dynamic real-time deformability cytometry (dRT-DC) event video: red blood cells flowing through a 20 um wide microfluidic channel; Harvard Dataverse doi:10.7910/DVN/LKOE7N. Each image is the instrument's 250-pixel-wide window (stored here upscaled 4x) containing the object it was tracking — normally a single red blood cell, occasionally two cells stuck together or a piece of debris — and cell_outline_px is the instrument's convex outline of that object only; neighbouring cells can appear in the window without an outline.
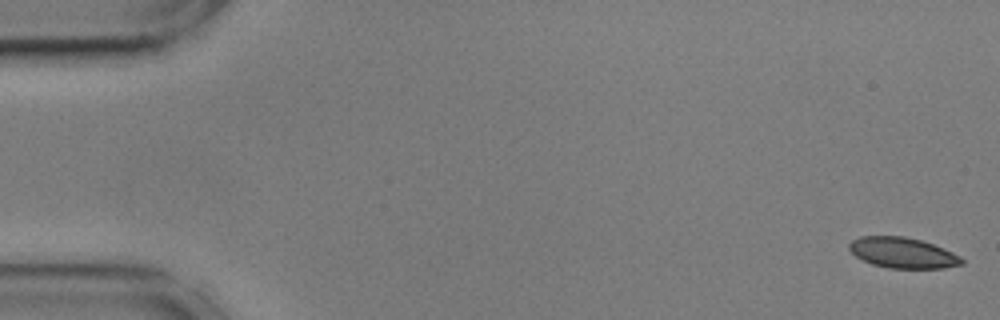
{"species": "common noctule bat (a hibernating species)", "species_latin": "Nyctalus noctula", "temperature_condition": "cold", "stored_images_in_passage": 55, "camera_frame_rate_fps": 3000, "um_per_image_px": 0.085, "animal": {"sex": "male", "body_mass_g": 17.9, "forearm_length_mm": 54.2}, "frame": {"image": 1, "passage_image": 1, "time_ms": 0.0, "image_size_px": [1000, 320], "cell_outline_px": [[964, 264], [944, 268], [888, 268], [872, 264], [856, 256], [848, 248], [848, 244], [852, 240], [860, 236], [904, 236], [920, 240], [944, 248], [960, 256], [964, 260]], "centroid_in_image_um": [76.73, 21.49], "position_along_channel_um": 8.3, "area_um2": 20.06}}
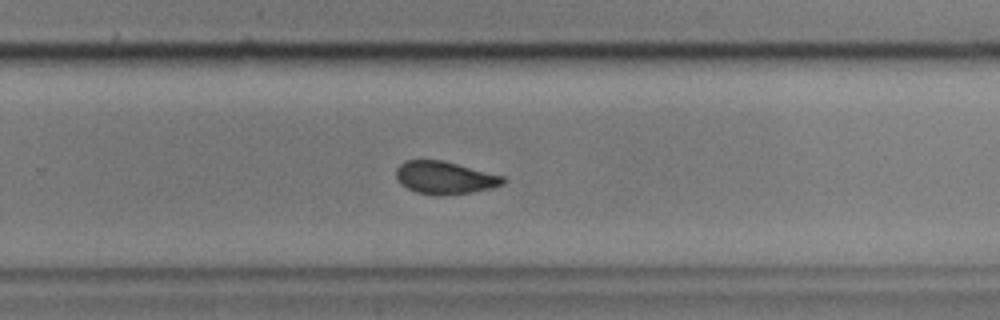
{"frame": {"image": 2, "passage_image": 36, "time_ms": 11.667, "image_size_px": [1000, 320], "cell_outline_px": [[508, 180], [504, 184], [492, 188], [472, 192], [440, 196], [436, 196], [416, 192], [400, 184], [396, 180], [396, 168], [404, 160], [444, 160], [504, 176]], "centroid_in_image_um": [37.81, 15.11], "position_along_channel_um": 292.0, "area_um2": 20.69}}
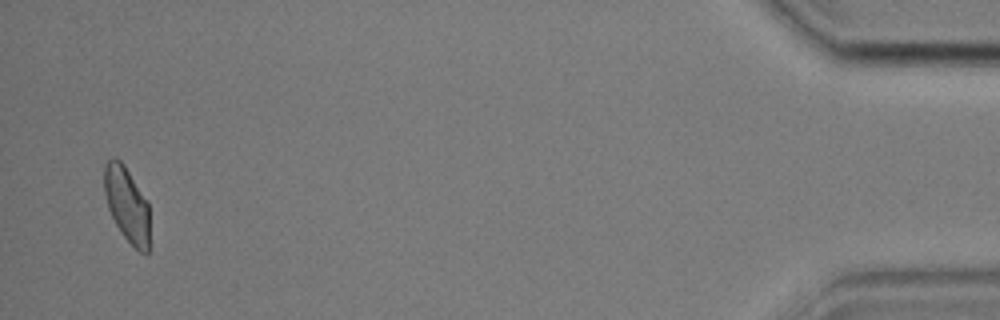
{"frame": {"image": 3, "passage_image": 54, "time_ms": 17.667, "image_size_px": [1000, 320], "cell_outline_px": [[148, 252], [140, 252], [124, 236], [116, 224], [108, 208], [104, 192], [104, 164], [112, 156], [116, 156], [124, 164], [148, 204]], "centroid_in_image_um": [10.75, 17.31], "position_along_channel_um": 424.5, "area_um2": 19.42}, "authors_computed_cell_mechanics": {"area_um2": 20.7502, "velocity_mm_per_s": 3.5817, "shape_relaxation_time_tau1_ms": 8.4396, "shape_relaxation_time_tau2_ms": 2.3883, "deformation_change_tau1": 0.1555, "deformation_change_tau2": 0.0602}}